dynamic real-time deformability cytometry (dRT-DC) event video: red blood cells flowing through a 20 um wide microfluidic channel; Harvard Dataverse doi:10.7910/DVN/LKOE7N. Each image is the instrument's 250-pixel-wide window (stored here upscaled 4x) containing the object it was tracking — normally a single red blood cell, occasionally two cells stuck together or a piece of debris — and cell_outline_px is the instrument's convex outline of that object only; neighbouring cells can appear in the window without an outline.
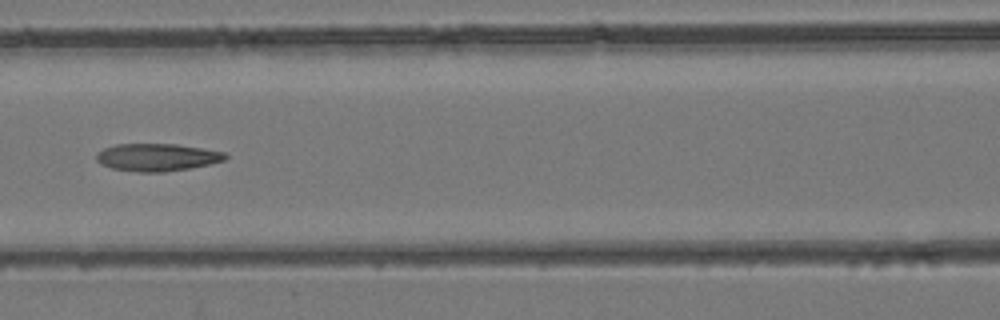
{"species": "common noctule bat (a hibernating species)", "species_latin": "Nyctalus noctula", "temperature_condition": "room temperature", "stored_images_in_passage": 5, "camera_frame_rate_fps": 3000, "um_per_image_px": 0.085, "animal": {"sex": "female", "body_mass_g": 24.6, "forearm_length_mm": 56.2}, "frame": {"image": 1, "passage_image": 5, "time_ms": 5.333, "image_size_px": [1000, 320], "cell_outline_px": [[228, 156], [224, 160], [208, 164], [188, 168], [164, 172], [140, 172], [112, 168], [96, 160], [96, 152], [104, 148], [116, 144], [176, 144], [224, 152]], "centroid_in_image_um": [13.32, 13.36], "position_along_channel_um": 153.3, "area_um2": 20.4}}